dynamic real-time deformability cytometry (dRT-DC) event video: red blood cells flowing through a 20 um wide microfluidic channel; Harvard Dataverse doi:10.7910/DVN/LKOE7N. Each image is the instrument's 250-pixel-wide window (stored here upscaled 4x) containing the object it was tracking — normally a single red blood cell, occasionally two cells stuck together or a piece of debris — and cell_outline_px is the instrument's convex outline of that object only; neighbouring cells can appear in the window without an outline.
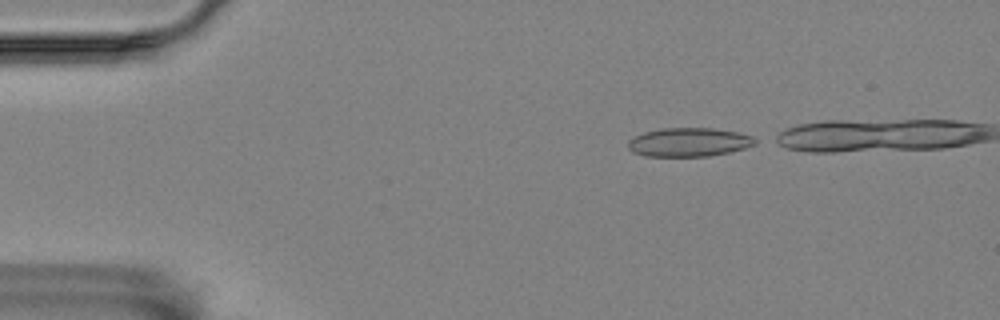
{"species": "Egyptian fruit bat (a non-hibernating species)", "species_latin": "Rousettus aegyptiacus", "temperature_condition": "room temperature", "stored_images_in_passage": 19, "camera_frame_rate_fps": 3000, "um_per_image_px": 0.085, "animal": {"sex": "female"}, "frame": {"image": 1, "passage_image": 1, "time_ms": 0.0, "image_size_px": [1000, 320], "cell_outline_px": [[760, 140], [756, 144], [744, 148], [728, 152], [708, 156], [644, 156], [632, 152], [628, 148], [628, 140], [644, 132], [664, 128], [712, 128], [736, 132], [752, 136]], "centroid_in_image_um": [58.56, 12.09], "position_along_channel_um": 26.4, "area_um2": 21.27}}
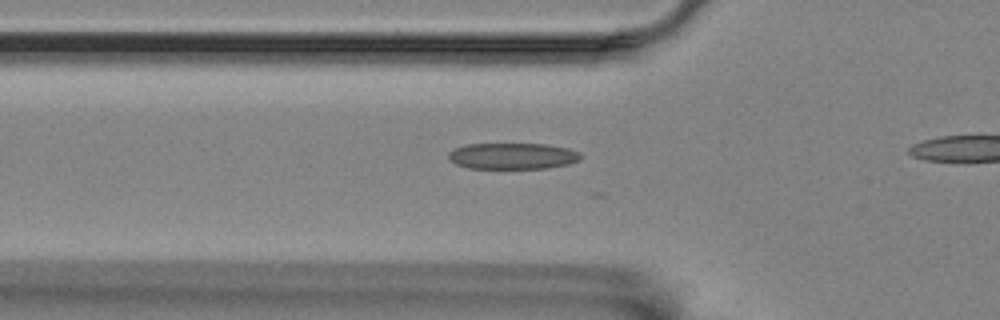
{"frame": {"image": 2, "passage_image": 11, "time_ms": 3.333, "image_size_px": [1000, 320], "cell_outline_px": [[580, 160], [568, 164], [544, 168], [468, 168], [456, 164], [448, 160], [448, 152], [464, 144], [544, 144], [568, 148], [580, 152]], "centroid_in_image_um": [43.54, 13.26], "position_along_channel_um": 82.3, "area_um2": 20.17}}
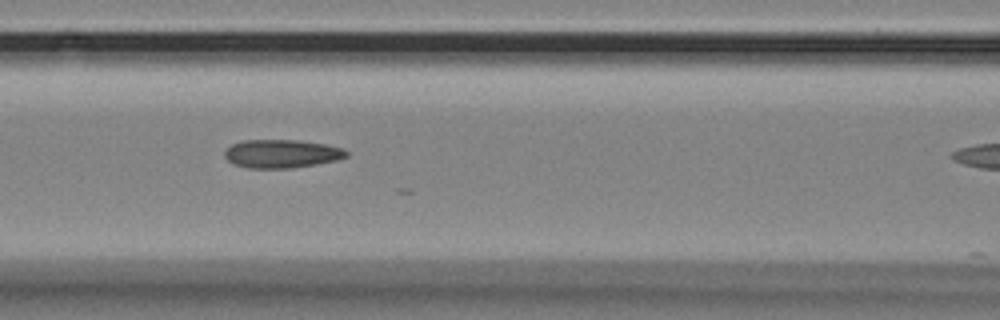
{"frame": {"image": 3, "passage_image": 16, "time_ms": 5.0, "image_size_px": [1000, 320], "cell_outline_px": [[348, 156], [336, 160], [316, 164], [288, 168], [248, 168], [236, 164], [228, 160], [224, 156], [224, 152], [232, 144], [244, 140], [300, 140], [324, 144], [344, 148], [348, 152]], "centroid_in_image_um": [23.96, 13.06], "position_along_channel_um": 142.6, "area_um2": 20.0}}